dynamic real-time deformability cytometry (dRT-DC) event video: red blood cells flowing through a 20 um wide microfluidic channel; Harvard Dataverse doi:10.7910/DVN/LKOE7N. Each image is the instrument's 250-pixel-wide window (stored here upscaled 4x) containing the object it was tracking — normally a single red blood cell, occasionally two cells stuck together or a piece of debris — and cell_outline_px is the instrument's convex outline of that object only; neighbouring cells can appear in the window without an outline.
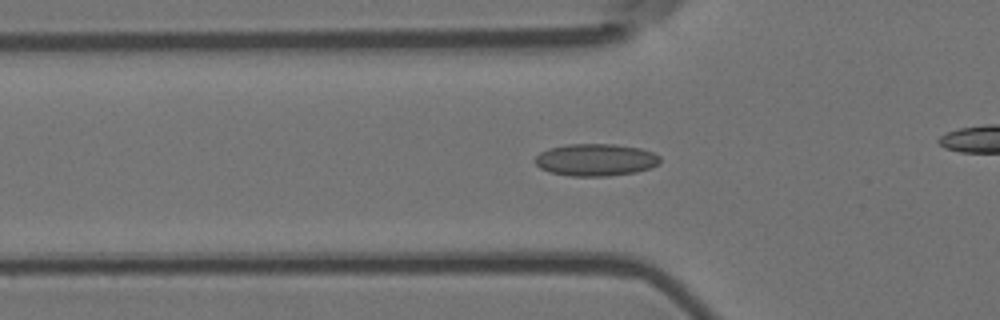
{"species": "Egyptian fruit bat (a non-hibernating species)", "species_latin": "Rousettus aegyptiacus", "temperature_condition": "room temperature", "stored_images_in_passage": 44, "camera_frame_rate_fps": 3000, "um_per_image_px": 0.085, "animal": {"sex": "female"}, "frame": {"image": 1, "passage_image": 18, "time_ms": 5.667, "image_size_px": [1000, 320], "cell_outline_px": [[660, 164], [636, 172], [608, 176], [572, 176], [548, 172], [540, 168], [532, 160], [540, 152], [548, 148], [568, 144], [612, 144], [640, 148], [652, 152], [660, 156]], "centroid_in_image_um": [50.6, 13.59], "position_along_channel_um": 75.2, "area_um2": 23.58}}
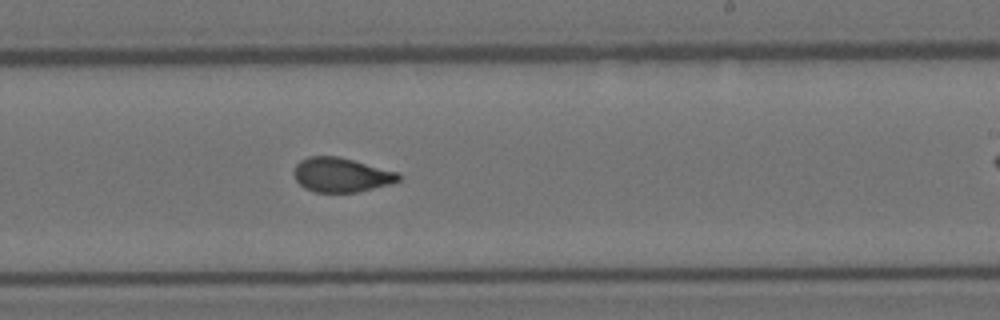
{"frame": {"image": 2, "passage_image": 33, "time_ms": 10.667, "image_size_px": [1000, 320], "cell_outline_px": [[400, 180], [392, 184], [356, 192], [316, 192], [304, 188], [296, 180], [292, 172], [296, 164], [300, 160], [308, 156], [336, 156], [400, 172]], "centroid_in_image_um": [29.0, 14.86], "position_along_channel_um": 260.0, "area_um2": 21.04}}
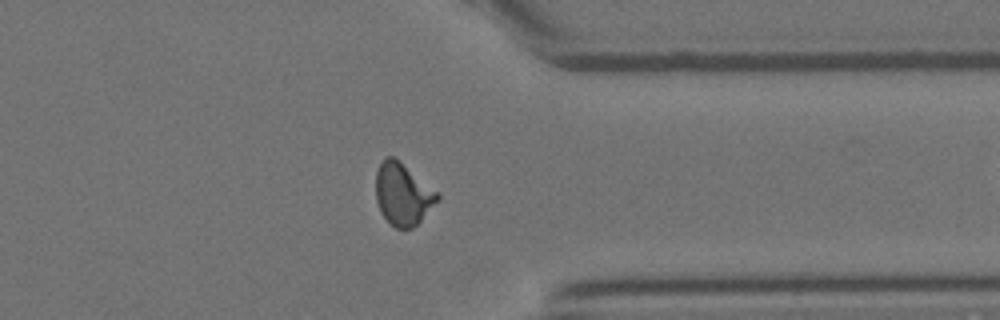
{"frame": {"image": 3, "passage_image": 43, "time_ms": 14.0, "image_size_px": [1000, 320], "cell_outline_px": [[440, 196], [420, 220], [412, 228], [396, 228], [380, 212], [376, 200], [376, 172], [384, 156], [392, 156], [436, 192]], "centroid_in_image_um": [34.17, 16.51], "position_along_channel_um": 377.2, "area_um2": 21.33}}